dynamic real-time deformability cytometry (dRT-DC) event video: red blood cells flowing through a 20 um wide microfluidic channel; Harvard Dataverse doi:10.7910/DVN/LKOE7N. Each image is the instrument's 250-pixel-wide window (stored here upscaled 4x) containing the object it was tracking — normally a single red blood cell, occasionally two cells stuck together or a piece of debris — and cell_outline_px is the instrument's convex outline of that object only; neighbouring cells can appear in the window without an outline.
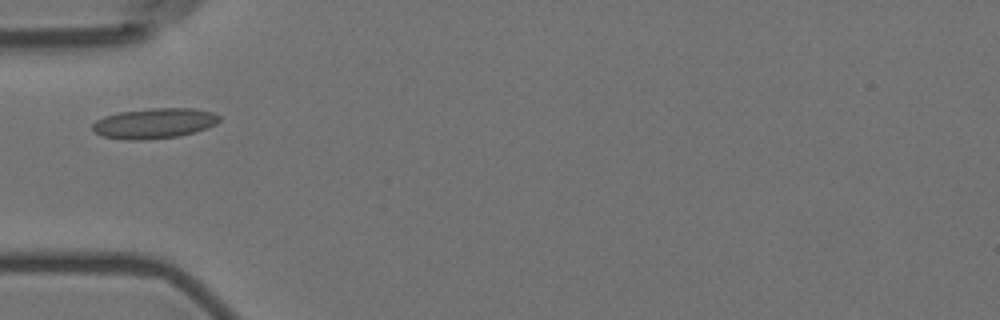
{"species": "Egyptian fruit bat (a non-hibernating species)", "species_latin": "Rousettus aegyptiacus", "temperature_condition": "room temperature", "stored_images_in_passage": 4, "camera_frame_rate_fps": 3000, "um_per_image_px": 0.085, "animal": {"sex": "female"}, "frame": {"image": 1, "passage_image": 2, "time_ms": 1.0, "image_size_px": [1000, 320], "cell_outline_px": [[220, 120], [216, 124], [208, 128], [180, 136], [144, 140], [128, 140], [100, 136], [92, 128], [92, 124], [96, 120], [104, 116], [120, 112], [152, 108], [192, 108], [212, 112], [220, 116]], "centroid_in_image_um": [13.12, 10.49], "position_along_channel_um": 71.9, "area_um2": 22.48}}
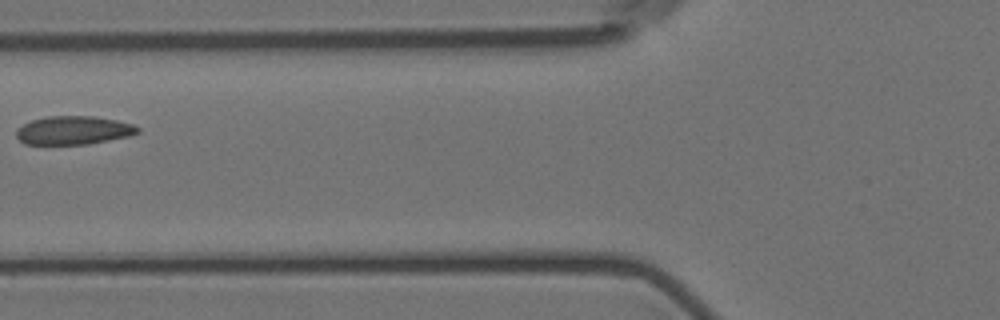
{"frame": {"image": 2, "passage_image": 3, "time_ms": 2.333, "image_size_px": [1000, 320], "cell_outline_px": [[140, 132], [128, 136], [88, 144], [24, 144], [16, 136], [16, 128], [32, 120], [48, 116], [92, 116], [116, 120], [132, 124], [140, 128]], "centroid_in_image_um": [6.23, 11.07], "position_along_channel_um": 119.6, "area_um2": 20.06}}
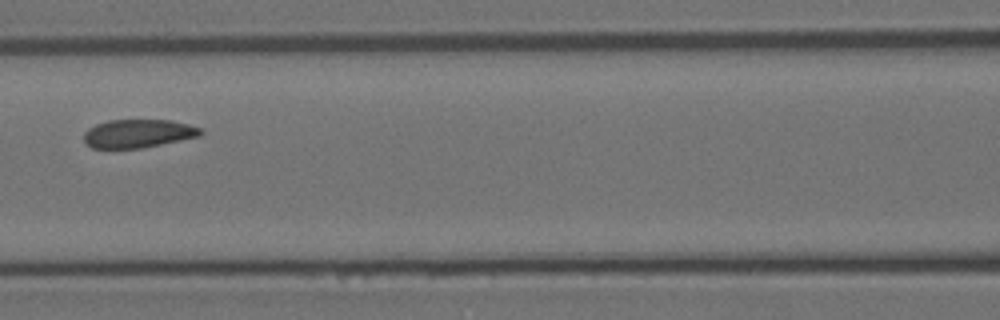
{"frame": {"image": 3, "passage_image": 4, "time_ms": 3.333, "image_size_px": [1000, 320], "cell_outline_px": [[204, 132], [200, 136], [144, 148], [92, 148], [84, 144], [84, 132], [88, 128], [96, 124], [108, 120], [172, 120], [188, 124], [200, 128]], "centroid_in_image_um": [11.73, 11.35], "position_along_channel_um": 154.9, "area_um2": 19.48}}